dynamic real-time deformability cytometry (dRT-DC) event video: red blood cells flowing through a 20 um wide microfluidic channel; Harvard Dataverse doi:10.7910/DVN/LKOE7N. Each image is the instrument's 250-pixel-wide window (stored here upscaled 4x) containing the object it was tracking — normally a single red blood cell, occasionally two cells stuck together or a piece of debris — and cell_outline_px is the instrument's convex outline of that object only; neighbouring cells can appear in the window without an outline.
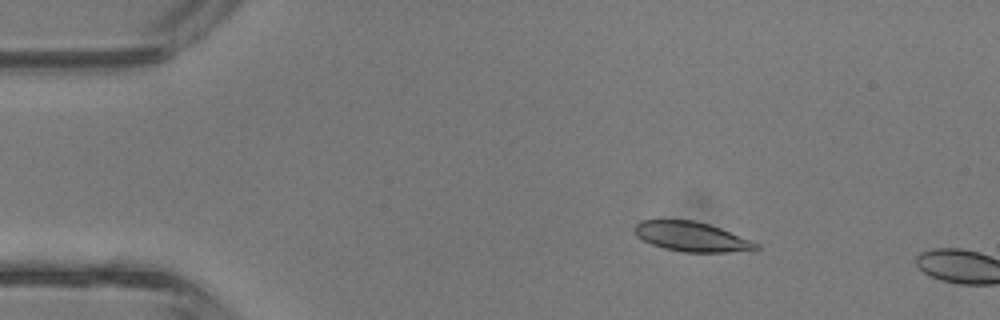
{"species": "common noctule bat (a hibernating species)", "species_latin": "Nyctalus noctula", "temperature_condition": "room temperature", "stored_images_in_passage": 8, "camera_frame_rate_fps": 3000, "um_per_image_px": 0.085, "animal": {"sex": "male", "body_mass_g": 13.3}, "frame": {"image": 1, "passage_image": 6, "time_ms": 1.667, "image_size_px": [1000, 320], "cell_outline_px": [[760, 248], [756, 252], [684, 252], [664, 248], [652, 244], [636, 236], [632, 228], [640, 220], [692, 220], [708, 224], [720, 228], [752, 240], [760, 244]], "centroid_in_image_um": [58.85, 20.13], "position_along_channel_um": 26.1, "area_um2": 21.27}}